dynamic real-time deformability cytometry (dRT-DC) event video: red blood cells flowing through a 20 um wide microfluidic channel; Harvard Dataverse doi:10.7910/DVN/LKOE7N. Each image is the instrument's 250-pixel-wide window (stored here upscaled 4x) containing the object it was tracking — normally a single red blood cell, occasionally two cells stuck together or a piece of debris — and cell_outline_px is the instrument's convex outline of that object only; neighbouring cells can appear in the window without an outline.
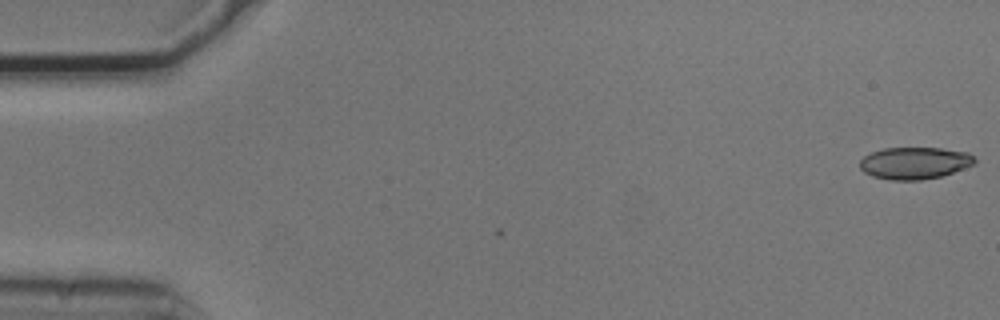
{"species": "common noctule bat (a hibernating species)", "species_latin": "Nyctalus noctula", "temperature_condition": "cold", "stored_images_in_passage": 4, "camera_frame_rate_fps": 3000, "um_per_image_px": 0.085, "animal": {"sex": "male", "body_mass_g": 20.5, "forearm_length_mm": 52.5}, "frame": {"image": 1, "passage_image": 1, "time_ms": 0.0, "image_size_px": [1000, 320], "cell_outline_px": [[976, 164], [940, 176], [920, 180], [892, 180], [872, 176], [864, 172], [860, 168], [860, 160], [864, 156], [872, 152], [884, 148], [940, 148], [968, 152], [976, 156]], "centroid_in_image_um": [77.76, 13.85], "position_along_channel_um": 7.2, "area_um2": 21.44}}